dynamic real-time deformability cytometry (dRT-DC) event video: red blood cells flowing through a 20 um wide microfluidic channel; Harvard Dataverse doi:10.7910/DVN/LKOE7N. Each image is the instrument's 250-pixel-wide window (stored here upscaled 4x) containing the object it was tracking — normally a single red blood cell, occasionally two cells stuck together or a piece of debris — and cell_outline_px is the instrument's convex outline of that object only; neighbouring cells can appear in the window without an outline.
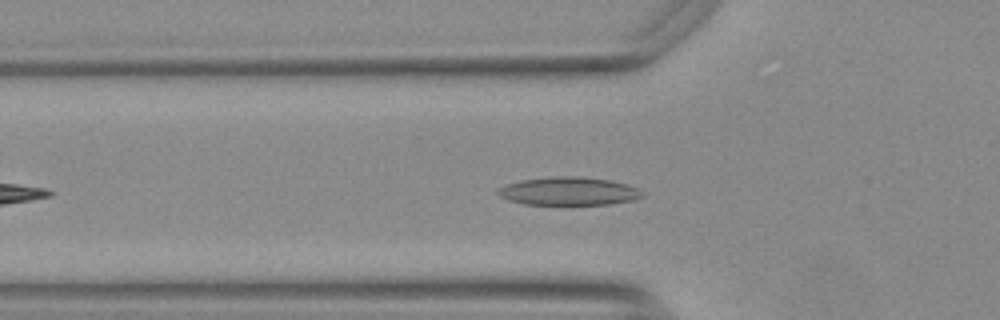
{"species": "Egyptian fruit bat (a non-hibernating species)", "species_latin": "Rousettus aegyptiacus", "temperature_condition": "warm", "stored_images_in_passage": 37, "camera_frame_rate_fps": 3000, "um_per_image_px": 0.085, "animal": {"sex": "female"}, "frame": {"image": 1, "passage_image": 8, "time_ms": 2.333, "image_size_px": [1000, 320], "cell_outline_px": [[644, 196], [636, 200], [608, 204], [524, 204], [508, 200], [500, 196], [496, 192], [496, 188], [520, 180], [552, 176], [580, 176], [612, 180], [628, 184], [640, 188], [644, 192]], "centroid_in_image_um": [48.39, 16.24], "position_along_channel_um": 77.4, "area_um2": 24.04}}
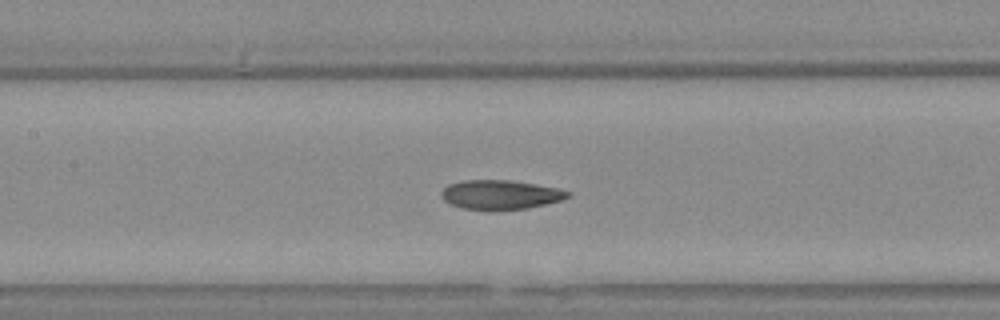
{"frame": {"image": 2, "passage_image": 15, "time_ms": 4.667, "image_size_px": [1000, 320], "cell_outline_px": [[572, 196], [560, 200], [528, 208], [464, 208], [452, 204], [444, 200], [440, 196], [440, 192], [448, 184], [464, 180], [508, 180], [556, 188], [572, 192]], "centroid_in_image_um": [42.53, 16.52], "position_along_channel_um": 164.9, "area_um2": 20.87}}
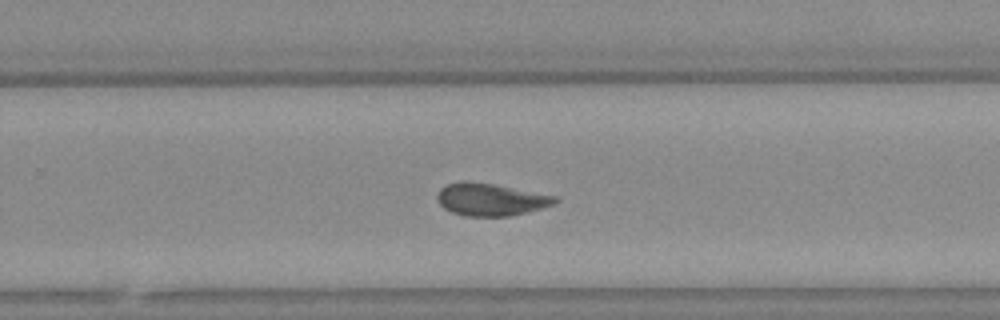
{"frame": {"image": 3, "passage_image": 25, "time_ms": 8.0, "image_size_px": [1000, 320], "cell_outline_px": [[560, 200], [556, 204], [544, 208], [512, 216], [464, 216], [452, 212], [444, 208], [440, 204], [436, 196], [440, 188], [448, 184], [492, 184], [556, 196]], "centroid_in_image_um": [41.78, 17.01], "position_along_channel_um": 288.0, "area_um2": 21.68}, "authors_computed_cell_mechanics": {"area_um2": 22.1374, "velocity_mm_per_s": 3.7152, "shape_relaxation_time_tau1_ms": 4.9466, "shape_relaxation_time_tau2_ms": 2.3849, "deformation_change_tau1": 0.1567, "deformation_change_tau2": 0.0724}}